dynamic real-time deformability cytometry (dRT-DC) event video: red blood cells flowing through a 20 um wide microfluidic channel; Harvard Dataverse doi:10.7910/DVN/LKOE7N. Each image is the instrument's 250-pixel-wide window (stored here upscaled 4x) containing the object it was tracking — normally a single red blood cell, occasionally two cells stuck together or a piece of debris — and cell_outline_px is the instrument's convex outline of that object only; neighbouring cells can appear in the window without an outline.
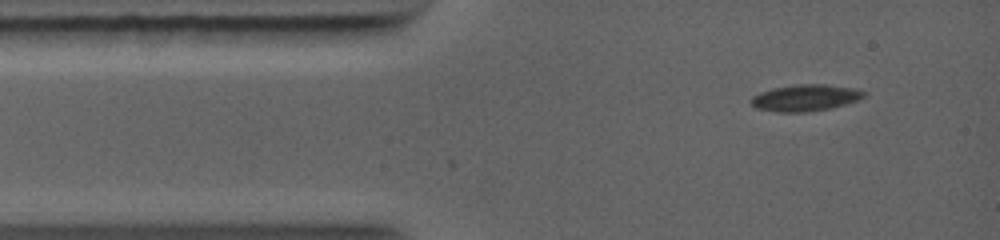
{"species": "common noctule bat (a hibernating species)", "species_latin": "Nyctalus noctula", "temperature_condition": "warm", "stored_images_in_passage": 3, "camera_frame_rate_fps": 5000, "um_per_image_px": 0.085, "animal": {"sex": "female", "body_mass_g": 19.0, "forearm_length_mm": 56.7}, "frame": {"image": 1, "passage_image": 1, "time_ms": 0.0, "image_size_px": [1000, 240], "cell_outline_px": [[864, 96], [856, 100], [832, 108], [808, 112], [776, 112], [756, 108], [748, 100], [752, 96], [760, 92], [776, 88], [796, 84], [824, 84], [856, 88], [864, 92]], "centroid_in_image_um": [68.42, 8.32], "position_along_channel_um": 16.6, "area_um2": 17.4}}